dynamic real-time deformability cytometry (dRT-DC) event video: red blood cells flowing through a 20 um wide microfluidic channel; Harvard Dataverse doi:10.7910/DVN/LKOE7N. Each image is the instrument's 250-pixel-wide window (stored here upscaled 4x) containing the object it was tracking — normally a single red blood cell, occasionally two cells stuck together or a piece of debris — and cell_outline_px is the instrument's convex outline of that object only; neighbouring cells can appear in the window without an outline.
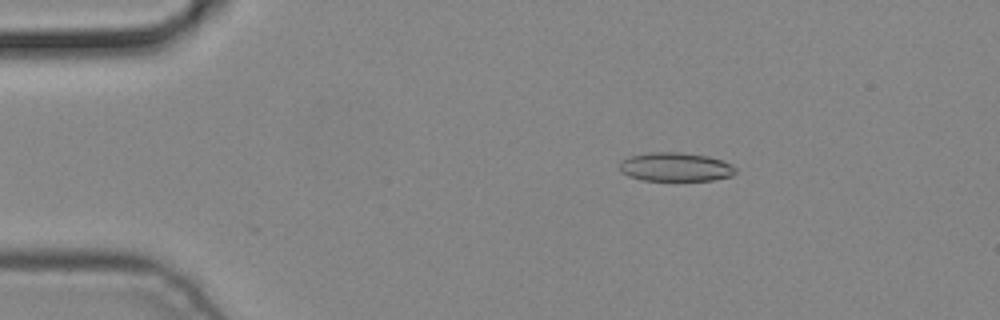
{"species": "common noctule bat (a hibernating species)", "species_latin": "Nyctalus noctula", "temperature_condition": "cold", "stored_images_in_passage": 3, "camera_frame_rate_fps": 3000, "um_per_image_px": 0.085, "animal": {"sex": "male", "body_mass_g": 19.2, "forearm_length_mm": 51.8}, "frame": {"image": 1, "passage_image": 1, "time_ms": 0.0, "image_size_px": [1000, 320], "cell_outline_px": [[736, 172], [732, 176], [712, 180], [640, 180], [628, 176], [620, 172], [620, 160], [632, 156], [648, 152], [680, 152], [708, 156], [732, 164], [736, 168]], "centroid_in_image_um": [57.4, 14.19], "position_along_channel_um": 27.6, "area_um2": 19.54}}